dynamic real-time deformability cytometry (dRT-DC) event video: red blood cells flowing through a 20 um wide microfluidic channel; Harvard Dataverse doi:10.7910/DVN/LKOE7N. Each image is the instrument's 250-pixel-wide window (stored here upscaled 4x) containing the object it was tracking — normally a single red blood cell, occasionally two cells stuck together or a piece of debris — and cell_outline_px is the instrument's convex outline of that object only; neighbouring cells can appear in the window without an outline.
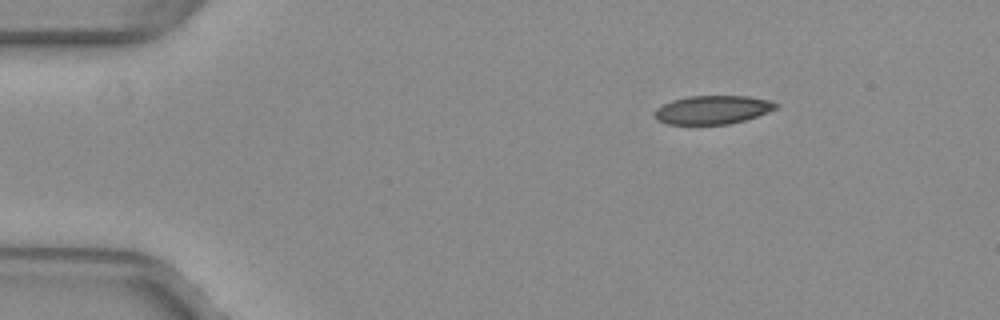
{"species": "common noctule bat (a hibernating species)", "species_latin": "Nyctalus noctula", "temperature_condition": "warm", "stored_images_in_passage": 45, "camera_frame_rate_fps": 3000, "um_per_image_px": 0.085, "animal": {"sex": "female", "body_mass_g": 29.2, "forearm_length_mm": 56.3}, "frame": {"image": 1, "passage_image": 1, "time_ms": 0.0, "image_size_px": [1000, 320], "cell_outline_px": [[780, 104], [776, 108], [768, 112], [744, 120], [728, 124], [668, 124], [656, 120], [656, 108], [672, 100], [688, 96], [748, 96], [772, 100]], "centroid_in_image_um": [60.6, 9.32], "position_along_channel_um": 24.4, "area_um2": 20.11}}
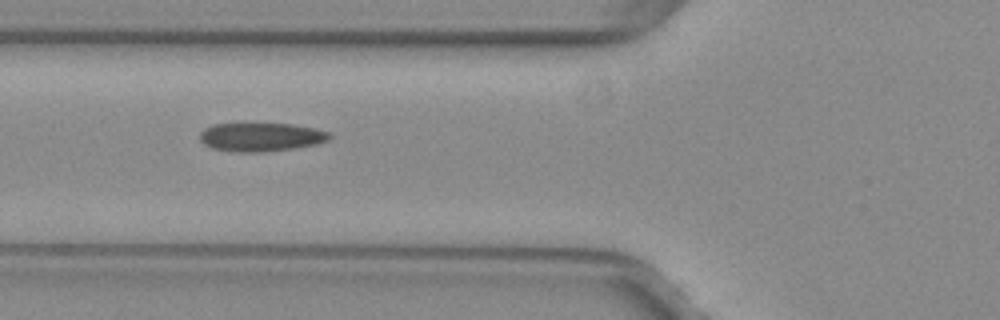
{"frame": {"image": 2, "passage_image": 13, "time_ms": 4.0, "image_size_px": [1000, 320], "cell_outline_px": [[332, 136], [328, 140], [316, 144], [292, 148], [264, 152], [240, 152], [212, 148], [204, 144], [200, 140], [200, 132], [204, 128], [212, 124], [244, 120], [292, 124], [312, 128], [328, 132]], "centroid_in_image_um": [22.1, 11.58], "position_along_channel_um": 103.7, "area_um2": 22.54}}
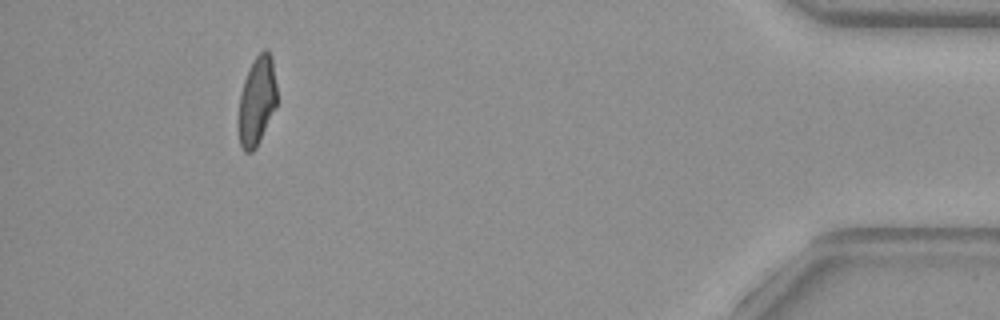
{"frame": {"image": 3, "passage_image": 41, "time_ms": 13.333, "image_size_px": [1000, 320], "cell_outline_px": [[276, 108], [256, 148], [252, 152], [244, 152], [240, 144], [236, 128], [236, 120], [240, 96], [244, 80], [252, 60], [264, 48], [268, 48], [272, 56], [276, 84]], "centroid_in_image_um": [21.81, 8.6], "position_along_channel_um": 413.4, "area_um2": 20.52}, "authors_computed_cell_mechanics": {"area_um2": 21.2126, "velocity_mm_per_s": 4.0127, "shape_relaxation_time_tau1_ms": null, "shape_relaxation_time_tau2_ms": 1.5211, "deformation_change_tau1": null, "deformation_change_tau2": 0.0897}}